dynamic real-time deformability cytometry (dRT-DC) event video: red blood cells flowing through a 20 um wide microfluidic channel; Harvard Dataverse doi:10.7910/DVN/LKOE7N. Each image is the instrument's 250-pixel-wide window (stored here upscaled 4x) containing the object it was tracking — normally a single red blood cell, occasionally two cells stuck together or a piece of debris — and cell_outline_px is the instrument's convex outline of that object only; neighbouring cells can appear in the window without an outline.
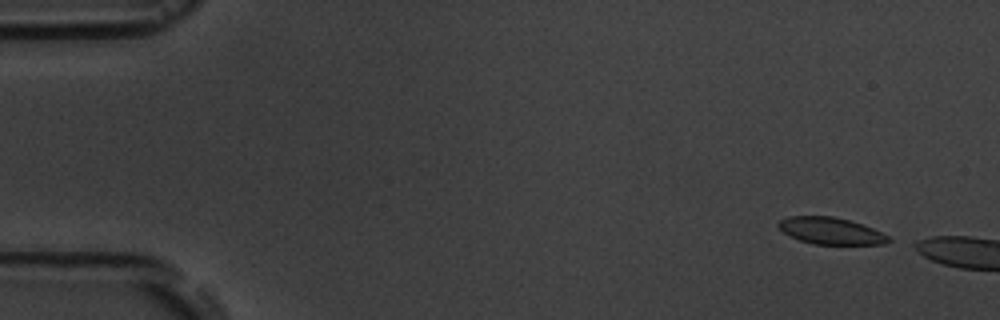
{"species": "common noctule bat (a hibernating species)", "species_latin": "Nyctalus noctula", "temperature_condition": "room temperature", "stored_images_in_passage": 4, "camera_frame_rate_fps": 3000, "um_per_image_px": 0.085, "animal": {"sex": "male", "body_mass_g": 19.5, "forearm_length_mm": 54.6}, "frame": {"image": 1, "passage_image": 1, "time_ms": 0.0, "image_size_px": [1000, 320], "cell_outline_px": [[892, 240], [884, 244], [812, 244], [800, 240], [784, 232], [776, 224], [780, 220], [788, 216], [832, 216], [848, 220], [872, 228], [888, 236]], "centroid_in_image_um": [70.6, 19.62], "position_along_channel_um": 14.4, "area_um2": 16.94}}